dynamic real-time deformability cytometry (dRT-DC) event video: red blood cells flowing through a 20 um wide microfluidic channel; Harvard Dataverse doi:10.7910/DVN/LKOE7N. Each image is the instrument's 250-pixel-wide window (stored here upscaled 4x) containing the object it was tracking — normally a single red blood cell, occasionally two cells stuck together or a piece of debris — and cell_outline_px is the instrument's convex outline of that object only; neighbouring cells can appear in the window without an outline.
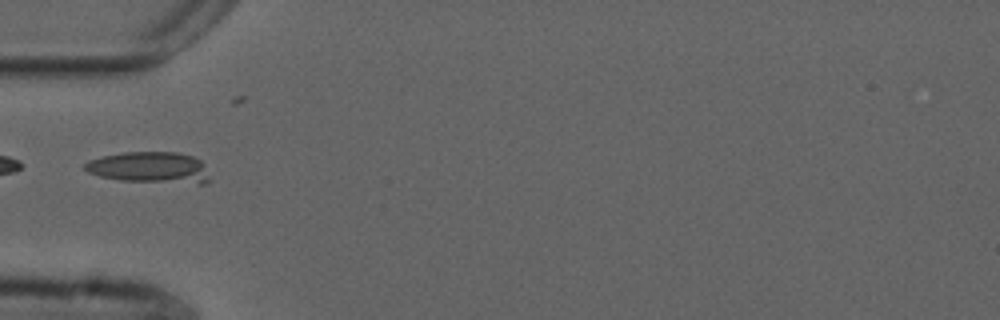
{"species": "common noctule bat (a hibernating species)", "species_latin": "Nyctalus noctula", "temperature_condition": "cold", "stored_images_in_passage": 36, "camera_frame_rate_fps": 3000, "um_per_image_px": 0.085, "animal": {"sex": "male", "forearm_length_mm": 52.5}, "frame": {"image": 1, "passage_image": 1, "time_ms": 0.0, "image_size_px": [1000, 320], "cell_outline_px": [[212, 180], [208, 184], [200, 184], [120, 180], [100, 176], [88, 172], [84, 168], [84, 164], [88, 160], [100, 156], [124, 152], [176, 152], [192, 156], [200, 160], [204, 164]], "centroid_in_image_um": [12.78, 14.24], "position_along_channel_um": 72.2, "area_um2": 23.06}}
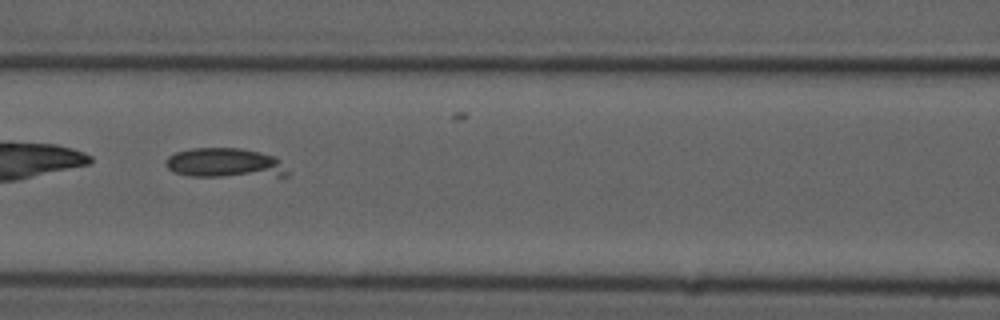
{"frame": {"image": 2, "passage_image": 7, "time_ms": 2.0, "image_size_px": [1000, 320], "cell_outline_px": [[288, 176], [188, 176], [172, 172], [164, 164], [168, 156], [176, 152], [192, 148], [240, 148], [260, 152], [276, 156], [280, 160], [288, 172]], "centroid_in_image_um": [19.11, 13.85], "position_along_channel_um": 147.5, "area_um2": 21.15}}
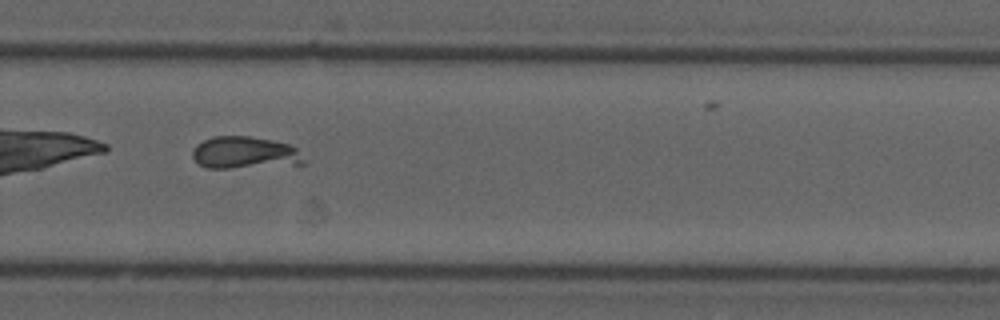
{"frame": {"image": 3, "passage_image": 20, "time_ms": 6.333, "image_size_px": [1000, 320], "cell_outline_px": [[304, 164], [228, 168], [204, 168], [192, 156], [192, 152], [196, 144], [212, 136], [248, 136], [272, 140], [288, 144], [296, 148], [304, 160]], "centroid_in_image_um": [20.77, 12.98], "position_along_channel_um": 309.0, "area_um2": 20.81}}